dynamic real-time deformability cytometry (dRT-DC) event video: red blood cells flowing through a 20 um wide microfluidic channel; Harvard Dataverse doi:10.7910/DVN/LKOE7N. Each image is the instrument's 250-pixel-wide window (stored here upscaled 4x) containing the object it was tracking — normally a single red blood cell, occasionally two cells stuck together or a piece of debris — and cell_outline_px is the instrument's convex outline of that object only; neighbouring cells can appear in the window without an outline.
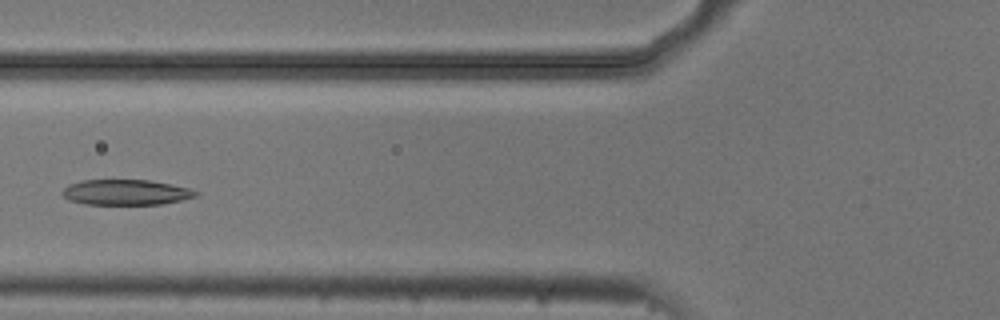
{"species": "common noctule bat (a hibernating species)", "species_latin": "Nyctalus noctula", "temperature_condition": "cold", "stored_images_in_passage": 6, "camera_frame_rate_fps": 3000, "um_per_image_px": 0.085, "animal": {"sex": "male", "body_mass_g": 20.5, "forearm_length_mm": 52.5}, "frame": {"image": 1, "passage_image": 6, "time_ms": 1.667, "image_size_px": [1000, 320], "cell_outline_px": [[200, 196], [160, 204], [88, 204], [68, 200], [60, 192], [68, 184], [84, 180], [148, 180], [172, 184], [188, 188], [200, 192]], "centroid_in_image_um": [10.72, 16.34], "position_along_channel_um": 115.1, "area_um2": 19.77}}